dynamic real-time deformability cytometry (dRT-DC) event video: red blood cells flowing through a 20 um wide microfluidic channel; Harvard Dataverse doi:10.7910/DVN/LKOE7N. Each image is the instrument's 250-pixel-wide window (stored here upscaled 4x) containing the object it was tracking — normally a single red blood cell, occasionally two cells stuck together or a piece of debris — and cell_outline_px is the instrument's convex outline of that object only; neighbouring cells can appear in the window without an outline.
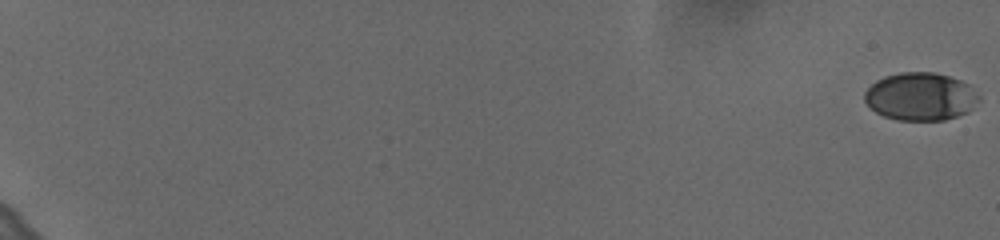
{"species": "human", "species_latin": "Homo sapiens", "temperature_condition": "cold", "stored_images_in_passage": 62, "camera_frame_rate_fps": 3000, "um_per_image_px": 0.085, "donor": {"sex": "female"}, "frame": {"image": 1, "passage_image": 1, "time_ms": 0.0, "image_size_px": [1000, 240], "cell_outline_px": [[980, 100], [968, 112], [944, 120], [896, 120], [884, 116], [876, 112], [864, 100], [864, 92], [876, 80], [884, 76], [900, 72], [936, 72], [960, 80], [968, 84], [980, 96]], "centroid_in_image_um": [78.25, 8.2], "position_along_channel_um": 6.8, "area_um2": 31.96}}
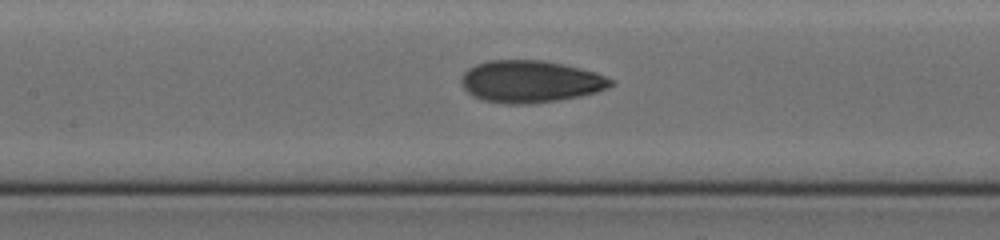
{"frame": {"image": 2, "passage_image": 34, "time_ms": 11.0, "image_size_px": [1000, 240], "cell_outline_px": [[616, 84], [608, 88], [596, 92], [580, 96], [556, 100], [528, 104], [504, 104], [484, 100], [472, 96], [460, 84], [460, 76], [468, 68], [476, 64], [488, 60], [544, 60], [564, 64], [596, 72], [612, 80]], "centroid_in_image_um": [45.06, 6.92], "position_along_channel_um": 162.3, "area_um2": 36.88}}
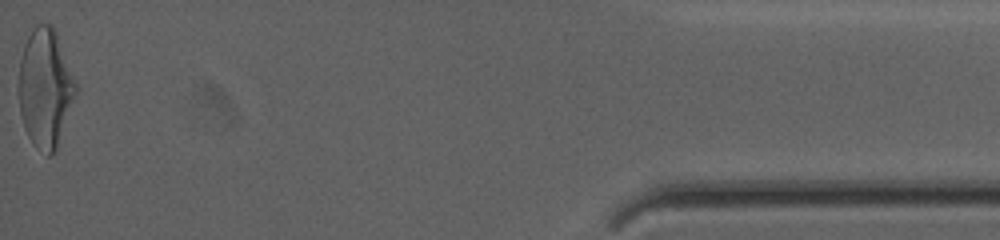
{"frame": {"image": 3, "passage_image": 62, "time_ms": 20.333, "image_size_px": [1000, 240], "cell_outline_px": [[76, 96], [56, 148], [48, 156], [36, 148], [32, 144], [24, 128], [20, 112], [20, 60], [24, 44], [28, 36], [36, 24], [52, 24], [56, 32], [76, 84]], "centroid_in_image_um": [3.84, 7.5], "position_along_channel_um": 431.4, "area_um2": 38.78}, "authors_computed_cell_mechanics": {"area_um2": 34.5644, "velocity_mm_per_s": 3.6347, "shape_relaxation_time_tau1_ms": 5.0111, "shape_relaxation_time_tau2_ms": 1.3711, "deformation_change_tau1": 0.1886, "deformation_change_tau2": 0.078}}